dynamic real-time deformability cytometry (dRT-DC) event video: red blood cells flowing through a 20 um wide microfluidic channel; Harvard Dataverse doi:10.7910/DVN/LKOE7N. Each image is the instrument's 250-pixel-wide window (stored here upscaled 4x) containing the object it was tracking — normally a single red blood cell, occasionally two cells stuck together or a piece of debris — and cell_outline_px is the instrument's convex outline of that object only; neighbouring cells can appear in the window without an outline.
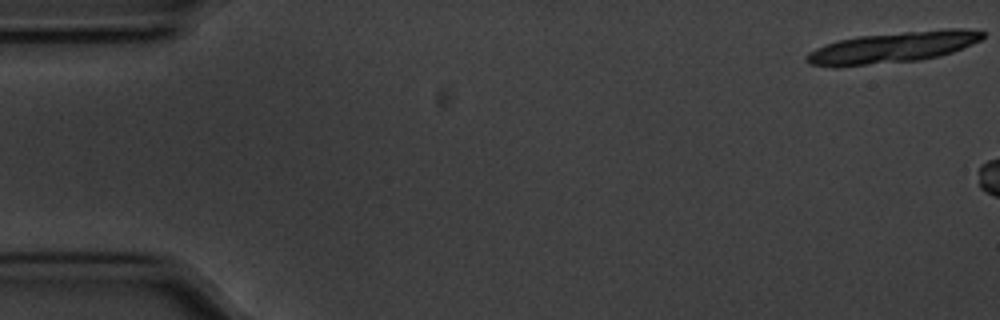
{"species": "common noctule bat (a hibernating species)", "species_latin": "Nyctalus noctula", "temperature_condition": "cold", "stored_images_in_passage": 6, "camera_frame_rate_fps": 3000, "um_per_image_px": 0.085, "animal": {"sex": "male", "body_mass_g": 20.1, "forearm_length_mm": 53.5}, "frame": {"image": 1, "passage_image": 1, "time_ms": 0.0, "image_size_px": [1000, 320], "cell_outline_px": [[984, 36], [980, 40], [972, 44], [952, 52], [940, 56], [920, 60], [836, 68], [832, 68], [808, 64], [804, 60], [804, 56], [808, 52], [816, 48], [840, 40], [856, 36], [944, 28], [964, 28], [984, 32]], "centroid_in_image_um": [75.83, 4.04], "position_along_channel_um": 9.2, "area_um2": 32.37}}